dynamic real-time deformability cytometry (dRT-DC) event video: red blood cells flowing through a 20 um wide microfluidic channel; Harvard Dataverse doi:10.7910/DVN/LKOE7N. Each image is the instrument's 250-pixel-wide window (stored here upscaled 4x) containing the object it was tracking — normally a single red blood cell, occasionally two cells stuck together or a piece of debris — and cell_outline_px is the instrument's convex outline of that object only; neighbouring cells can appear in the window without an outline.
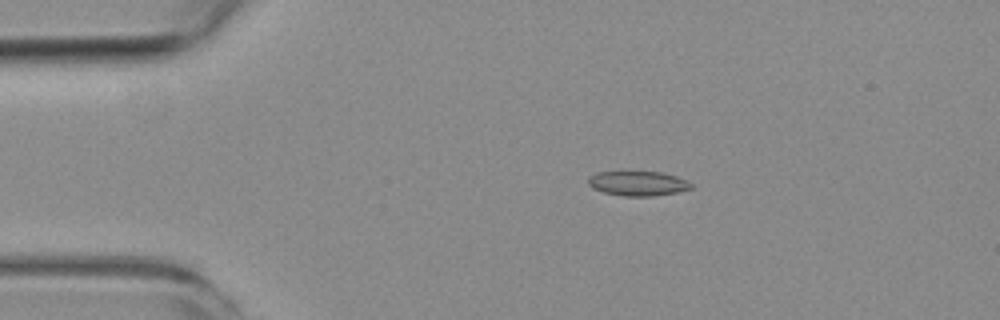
{"species": "common noctule bat (a hibernating species)", "species_latin": "Nyctalus noctula", "temperature_condition": "room temperature", "stored_images_in_passage": 5, "camera_frame_rate_fps": 3000, "um_per_image_px": 0.085, "animal": {"sex": "female", "body_mass_g": 19.3, "forearm_length_mm": 54.1}, "frame": {"image": 1, "passage_image": 3, "time_ms": 2.667, "image_size_px": [1000, 320], "cell_outline_px": [[692, 188], [676, 192], [652, 196], [624, 196], [604, 192], [592, 188], [588, 184], [588, 176], [596, 172], [660, 172], [676, 176], [692, 184]], "centroid_in_image_um": [54.17, 15.59], "position_along_channel_um": 30.8, "area_um2": 14.62}}
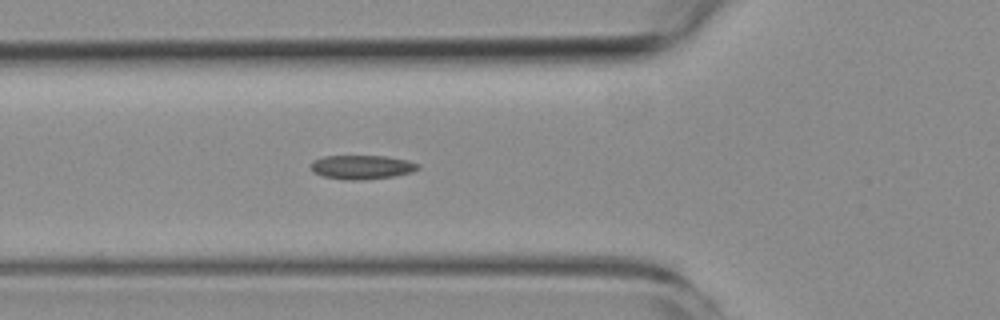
{"frame": {"image": 2, "passage_image": 5, "time_ms": 5.667, "image_size_px": [1000, 320], "cell_outline_px": [[420, 168], [412, 172], [396, 176], [364, 180], [344, 180], [324, 176], [312, 172], [312, 160], [324, 156], [388, 156], [408, 160], [420, 164]], "centroid_in_image_um": [30.8, 14.21], "position_along_channel_um": 95.0, "area_um2": 15.2}}